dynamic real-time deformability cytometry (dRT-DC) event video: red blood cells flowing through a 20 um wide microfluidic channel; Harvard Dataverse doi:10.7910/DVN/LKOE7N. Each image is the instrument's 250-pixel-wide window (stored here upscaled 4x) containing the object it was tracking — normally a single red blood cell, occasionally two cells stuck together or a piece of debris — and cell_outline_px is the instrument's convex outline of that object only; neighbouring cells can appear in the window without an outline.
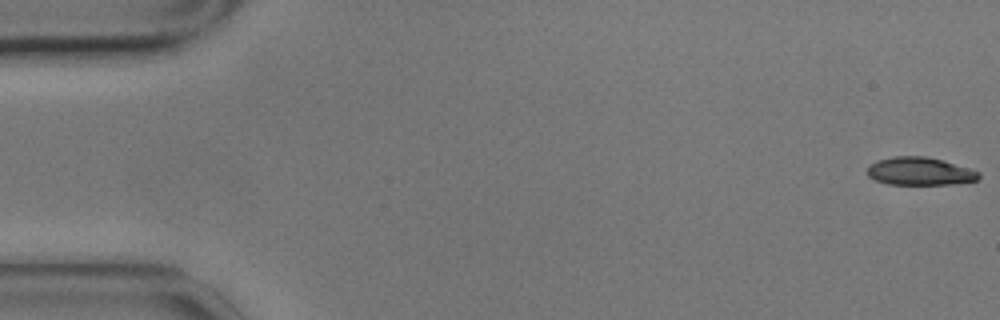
{"species": "common noctule bat (a hibernating species)", "species_latin": "Nyctalus noctula", "temperature_condition": "cold", "stored_images_in_passage": 5, "camera_frame_rate_fps": 3000, "um_per_image_px": 0.085, "animal": {"sex": "male", "body_mass_g": 17.9}, "frame": {"image": 1, "passage_image": 1, "time_ms": 0.0, "image_size_px": [1000, 320], "cell_outline_px": [[980, 176], [976, 180], [952, 184], [888, 184], [876, 180], [868, 176], [868, 164], [876, 160], [892, 156], [928, 156], [944, 160], [980, 172]], "centroid_in_image_um": [78.16, 14.54], "position_along_channel_um": 6.8, "area_um2": 18.21}}
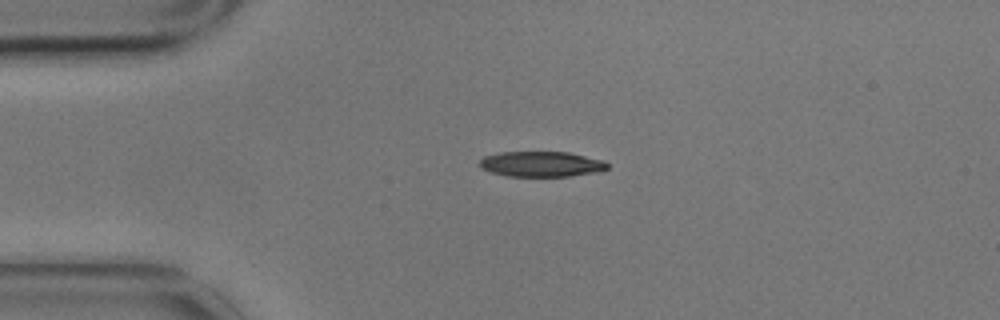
{"frame": {"image": 2, "passage_image": 4, "time_ms": 1.0, "image_size_px": [1000, 320], "cell_outline_px": [[608, 168], [600, 172], [572, 176], [508, 176], [492, 172], [480, 168], [476, 164], [484, 156], [500, 152], [568, 152], [604, 160], [608, 164]], "centroid_in_image_um": [46.01, 13.95], "position_along_channel_um": 39.0, "area_um2": 19.07}}